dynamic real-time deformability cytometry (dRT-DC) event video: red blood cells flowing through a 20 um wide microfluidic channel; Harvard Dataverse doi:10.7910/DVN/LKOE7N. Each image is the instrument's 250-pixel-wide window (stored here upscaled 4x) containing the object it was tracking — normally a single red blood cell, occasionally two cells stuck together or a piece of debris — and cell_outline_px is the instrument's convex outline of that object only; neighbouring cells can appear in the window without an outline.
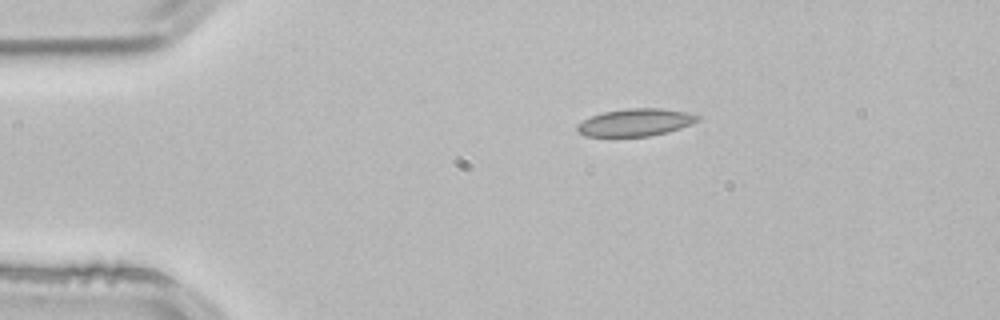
{"species": "common noctule bat (a hibernating species)", "species_latin": "Nyctalus noctula", "temperature_condition": "room temperature", "stored_images_in_passage": 2, "camera_frame_rate_fps": 3000, "um_per_image_px": 0.085, "animal": {"sex": "male", "body_mass_g": 21.5, "forearm_length_mm": 52.0}, "frame": {"image": 1, "passage_image": 1, "time_ms": 0.0, "image_size_px": [1000, 320], "cell_outline_px": [[700, 120], [692, 124], [668, 132], [648, 136], [584, 136], [576, 128], [576, 124], [592, 116], [604, 112], [628, 108], [660, 108], [688, 112], [700, 116]], "centroid_in_image_um": [54.05, 10.4], "position_along_channel_um": 31.0, "area_um2": 19.19}}